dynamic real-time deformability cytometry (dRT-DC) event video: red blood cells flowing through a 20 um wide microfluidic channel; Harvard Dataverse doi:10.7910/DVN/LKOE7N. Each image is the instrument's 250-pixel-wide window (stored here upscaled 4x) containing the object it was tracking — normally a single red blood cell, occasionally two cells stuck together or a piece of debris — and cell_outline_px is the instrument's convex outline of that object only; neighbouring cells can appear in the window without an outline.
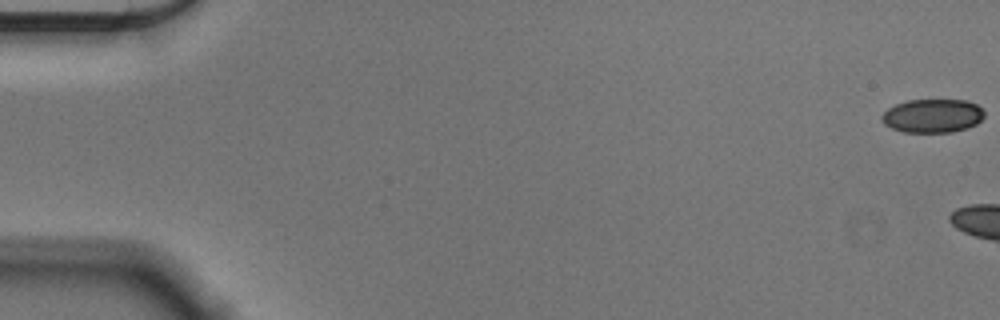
{"species": "Egyptian fruit bat (a non-hibernating species)", "species_latin": "Rousettus aegyptiacus", "temperature_condition": "cold", "stored_images_in_passage": 10, "camera_frame_rate_fps": 3000, "um_per_image_px": 0.085, "animal": {"sex": "male"}, "frame": {"image": 1, "passage_image": 1, "time_ms": 0.0, "image_size_px": [1000, 320], "cell_outline_px": [[984, 116], [976, 124], [968, 128], [952, 132], [904, 132], [892, 128], [884, 124], [880, 120], [880, 116], [888, 108], [896, 104], [908, 100], [968, 100], [976, 104], [984, 112]], "centroid_in_image_um": [79.25, 9.84], "position_along_channel_um": 5.7, "area_um2": 20.17}}